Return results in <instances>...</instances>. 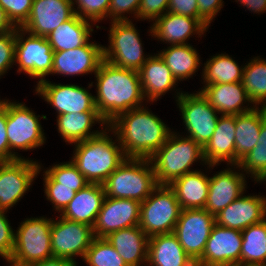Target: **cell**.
Listing matches in <instances>:
<instances>
[{"mask_svg":"<svg viewBox=\"0 0 266 266\" xmlns=\"http://www.w3.org/2000/svg\"><path fill=\"white\" fill-rule=\"evenodd\" d=\"M98 114L108 125L121 113L142 106L144 98L139 71L116 67L103 60L94 74Z\"/></svg>","mask_w":266,"mask_h":266,"instance_id":"1","label":"cell"},{"mask_svg":"<svg viewBox=\"0 0 266 266\" xmlns=\"http://www.w3.org/2000/svg\"><path fill=\"white\" fill-rule=\"evenodd\" d=\"M147 107L121 113L108 124L126 158L150 159L166 142L169 127Z\"/></svg>","mask_w":266,"mask_h":266,"instance_id":"2","label":"cell"},{"mask_svg":"<svg viewBox=\"0 0 266 266\" xmlns=\"http://www.w3.org/2000/svg\"><path fill=\"white\" fill-rule=\"evenodd\" d=\"M106 127L98 135L74 144L71 161L89 183L103 184L126 159L119 141L116 145Z\"/></svg>","mask_w":266,"mask_h":266,"instance_id":"3","label":"cell"},{"mask_svg":"<svg viewBox=\"0 0 266 266\" xmlns=\"http://www.w3.org/2000/svg\"><path fill=\"white\" fill-rule=\"evenodd\" d=\"M172 132L163 146L150 158L158 185H170L175 179L193 172L194 161L205 164L203 148L190 137Z\"/></svg>","mask_w":266,"mask_h":266,"instance_id":"4","label":"cell"},{"mask_svg":"<svg viewBox=\"0 0 266 266\" xmlns=\"http://www.w3.org/2000/svg\"><path fill=\"white\" fill-rule=\"evenodd\" d=\"M158 186L150 159L126 158L103 183L105 196L143 202Z\"/></svg>","mask_w":266,"mask_h":266,"instance_id":"5","label":"cell"},{"mask_svg":"<svg viewBox=\"0 0 266 266\" xmlns=\"http://www.w3.org/2000/svg\"><path fill=\"white\" fill-rule=\"evenodd\" d=\"M182 208L169 185H158L141 203L139 227L150 238L173 233Z\"/></svg>","mask_w":266,"mask_h":266,"instance_id":"6","label":"cell"},{"mask_svg":"<svg viewBox=\"0 0 266 266\" xmlns=\"http://www.w3.org/2000/svg\"><path fill=\"white\" fill-rule=\"evenodd\" d=\"M109 33L110 45L108 48L103 46L104 60L116 67L139 71L150 55H144L134 24L131 21H113Z\"/></svg>","mask_w":266,"mask_h":266,"instance_id":"7","label":"cell"},{"mask_svg":"<svg viewBox=\"0 0 266 266\" xmlns=\"http://www.w3.org/2000/svg\"><path fill=\"white\" fill-rule=\"evenodd\" d=\"M51 226L52 219L26 218L14 235L12 257L27 264L53 258Z\"/></svg>","mask_w":266,"mask_h":266,"instance_id":"8","label":"cell"},{"mask_svg":"<svg viewBox=\"0 0 266 266\" xmlns=\"http://www.w3.org/2000/svg\"><path fill=\"white\" fill-rule=\"evenodd\" d=\"M176 98L188 137L204 148L216 129L219 113L200 91L194 94L177 91Z\"/></svg>","mask_w":266,"mask_h":266,"instance_id":"9","label":"cell"},{"mask_svg":"<svg viewBox=\"0 0 266 266\" xmlns=\"http://www.w3.org/2000/svg\"><path fill=\"white\" fill-rule=\"evenodd\" d=\"M27 34L22 28L16 27L15 63L17 72H25L41 82L52 72L54 51L46 37Z\"/></svg>","mask_w":266,"mask_h":266,"instance_id":"10","label":"cell"},{"mask_svg":"<svg viewBox=\"0 0 266 266\" xmlns=\"http://www.w3.org/2000/svg\"><path fill=\"white\" fill-rule=\"evenodd\" d=\"M25 103H15L7 100V136L11 150H29L42 146L45 136L36 116Z\"/></svg>","mask_w":266,"mask_h":266,"instance_id":"11","label":"cell"},{"mask_svg":"<svg viewBox=\"0 0 266 266\" xmlns=\"http://www.w3.org/2000/svg\"><path fill=\"white\" fill-rule=\"evenodd\" d=\"M215 224V216L204 208L183 209L174 228L173 234L196 263L204 253L206 242Z\"/></svg>","mask_w":266,"mask_h":266,"instance_id":"12","label":"cell"},{"mask_svg":"<svg viewBox=\"0 0 266 266\" xmlns=\"http://www.w3.org/2000/svg\"><path fill=\"white\" fill-rule=\"evenodd\" d=\"M95 236L93 227L61 217L52 220L51 250L53 257L76 263L73 257L84 258Z\"/></svg>","mask_w":266,"mask_h":266,"instance_id":"13","label":"cell"},{"mask_svg":"<svg viewBox=\"0 0 266 266\" xmlns=\"http://www.w3.org/2000/svg\"><path fill=\"white\" fill-rule=\"evenodd\" d=\"M41 166L36 161L17 159L0 162V210L8 211L29 190Z\"/></svg>","mask_w":266,"mask_h":266,"instance_id":"14","label":"cell"},{"mask_svg":"<svg viewBox=\"0 0 266 266\" xmlns=\"http://www.w3.org/2000/svg\"><path fill=\"white\" fill-rule=\"evenodd\" d=\"M57 111L58 115L67 113L98 112L94 96L83 87L73 84H55L46 79L38 82L35 90Z\"/></svg>","mask_w":266,"mask_h":266,"instance_id":"15","label":"cell"},{"mask_svg":"<svg viewBox=\"0 0 266 266\" xmlns=\"http://www.w3.org/2000/svg\"><path fill=\"white\" fill-rule=\"evenodd\" d=\"M242 233L240 230L214 224L202 257L204 266H240Z\"/></svg>","mask_w":266,"mask_h":266,"instance_id":"16","label":"cell"},{"mask_svg":"<svg viewBox=\"0 0 266 266\" xmlns=\"http://www.w3.org/2000/svg\"><path fill=\"white\" fill-rule=\"evenodd\" d=\"M141 202L105 196L93 226L94 236L105 238L120 229L139 225Z\"/></svg>","mask_w":266,"mask_h":266,"instance_id":"17","label":"cell"},{"mask_svg":"<svg viewBox=\"0 0 266 266\" xmlns=\"http://www.w3.org/2000/svg\"><path fill=\"white\" fill-rule=\"evenodd\" d=\"M71 0H33L27 21L20 27L34 36L47 37L74 15Z\"/></svg>","mask_w":266,"mask_h":266,"instance_id":"18","label":"cell"},{"mask_svg":"<svg viewBox=\"0 0 266 266\" xmlns=\"http://www.w3.org/2000/svg\"><path fill=\"white\" fill-rule=\"evenodd\" d=\"M103 60V46L88 41L75 49L54 52L51 74H95Z\"/></svg>","mask_w":266,"mask_h":266,"instance_id":"19","label":"cell"},{"mask_svg":"<svg viewBox=\"0 0 266 266\" xmlns=\"http://www.w3.org/2000/svg\"><path fill=\"white\" fill-rule=\"evenodd\" d=\"M266 219V198L243 194L215 216V223L243 231Z\"/></svg>","mask_w":266,"mask_h":266,"instance_id":"20","label":"cell"},{"mask_svg":"<svg viewBox=\"0 0 266 266\" xmlns=\"http://www.w3.org/2000/svg\"><path fill=\"white\" fill-rule=\"evenodd\" d=\"M245 174L231 168L217 172L210 177L205 210L216 216L229 204L244 194L246 188Z\"/></svg>","mask_w":266,"mask_h":266,"instance_id":"21","label":"cell"},{"mask_svg":"<svg viewBox=\"0 0 266 266\" xmlns=\"http://www.w3.org/2000/svg\"><path fill=\"white\" fill-rule=\"evenodd\" d=\"M151 36L169 45H183L195 33L201 37L207 28L197 19L176 13L166 12L157 18L150 27Z\"/></svg>","mask_w":266,"mask_h":266,"instance_id":"22","label":"cell"},{"mask_svg":"<svg viewBox=\"0 0 266 266\" xmlns=\"http://www.w3.org/2000/svg\"><path fill=\"white\" fill-rule=\"evenodd\" d=\"M235 130L236 115H221L217 121L216 129L203 148L205 165L213 168L218 163L226 161L235 166Z\"/></svg>","mask_w":266,"mask_h":266,"instance_id":"23","label":"cell"},{"mask_svg":"<svg viewBox=\"0 0 266 266\" xmlns=\"http://www.w3.org/2000/svg\"><path fill=\"white\" fill-rule=\"evenodd\" d=\"M203 87L200 92L221 115H238L255 107L242 106L243 102H250L243 82L211 84Z\"/></svg>","mask_w":266,"mask_h":266,"instance_id":"24","label":"cell"},{"mask_svg":"<svg viewBox=\"0 0 266 266\" xmlns=\"http://www.w3.org/2000/svg\"><path fill=\"white\" fill-rule=\"evenodd\" d=\"M104 198L103 184L89 183L76 192L74 198L60 213V217L93 227Z\"/></svg>","mask_w":266,"mask_h":266,"instance_id":"25","label":"cell"},{"mask_svg":"<svg viewBox=\"0 0 266 266\" xmlns=\"http://www.w3.org/2000/svg\"><path fill=\"white\" fill-rule=\"evenodd\" d=\"M105 238L128 266H140L141 262V264L147 263L149 237L141 227L120 229Z\"/></svg>","mask_w":266,"mask_h":266,"instance_id":"26","label":"cell"},{"mask_svg":"<svg viewBox=\"0 0 266 266\" xmlns=\"http://www.w3.org/2000/svg\"><path fill=\"white\" fill-rule=\"evenodd\" d=\"M141 88L144 98L157 101L164 93L172 90L177 82L171 70L167 67L159 54L149 56L139 70Z\"/></svg>","mask_w":266,"mask_h":266,"instance_id":"27","label":"cell"},{"mask_svg":"<svg viewBox=\"0 0 266 266\" xmlns=\"http://www.w3.org/2000/svg\"><path fill=\"white\" fill-rule=\"evenodd\" d=\"M147 265L149 266H194L195 262L186 253L173 234L155 235L149 238Z\"/></svg>","mask_w":266,"mask_h":266,"instance_id":"28","label":"cell"},{"mask_svg":"<svg viewBox=\"0 0 266 266\" xmlns=\"http://www.w3.org/2000/svg\"><path fill=\"white\" fill-rule=\"evenodd\" d=\"M265 120L266 107L263 106L236 115L235 166L257 145L261 125Z\"/></svg>","mask_w":266,"mask_h":266,"instance_id":"29","label":"cell"},{"mask_svg":"<svg viewBox=\"0 0 266 266\" xmlns=\"http://www.w3.org/2000/svg\"><path fill=\"white\" fill-rule=\"evenodd\" d=\"M210 177L195 170L175 179L169 186L183 209L205 208Z\"/></svg>","mask_w":266,"mask_h":266,"instance_id":"30","label":"cell"},{"mask_svg":"<svg viewBox=\"0 0 266 266\" xmlns=\"http://www.w3.org/2000/svg\"><path fill=\"white\" fill-rule=\"evenodd\" d=\"M89 20L82 19L75 14L70 20L59 25L47 37L54 52L75 49L89 41L94 29Z\"/></svg>","mask_w":266,"mask_h":266,"instance_id":"31","label":"cell"},{"mask_svg":"<svg viewBox=\"0 0 266 266\" xmlns=\"http://www.w3.org/2000/svg\"><path fill=\"white\" fill-rule=\"evenodd\" d=\"M58 131L67 143L75 144L98 135L100 132H91L94 124L108 126L98 112L67 113L57 115ZM96 122V123H95Z\"/></svg>","mask_w":266,"mask_h":266,"instance_id":"32","label":"cell"},{"mask_svg":"<svg viewBox=\"0 0 266 266\" xmlns=\"http://www.w3.org/2000/svg\"><path fill=\"white\" fill-rule=\"evenodd\" d=\"M158 54L171 70L177 83L178 80L183 81L189 77L191 78L200 67L198 53L190 44L170 45Z\"/></svg>","mask_w":266,"mask_h":266,"instance_id":"33","label":"cell"},{"mask_svg":"<svg viewBox=\"0 0 266 266\" xmlns=\"http://www.w3.org/2000/svg\"><path fill=\"white\" fill-rule=\"evenodd\" d=\"M241 233L240 266H266V219Z\"/></svg>","mask_w":266,"mask_h":266,"instance_id":"34","label":"cell"},{"mask_svg":"<svg viewBox=\"0 0 266 266\" xmlns=\"http://www.w3.org/2000/svg\"><path fill=\"white\" fill-rule=\"evenodd\" d=\"M244 67L228 54H218L210 58L205 64L202 71V79L205 86L211 84L242 82Z\"/></svg>","mask_w":266,"mask_h":266,"instance_id":"35","label":"cell"},{"mask_svg":"<svg viewBox=\"0 0 266 266\" xmlns=\"http://www.w3.org/2000/svg\"><path fill=\"white\" fill-rule=\"evenodd\" d=\"M244 66L242 82L250 103L266 107V60L255 57Z\"/></svg>","mask_w":266,"mask_h":266,"instance_id":"36","label":"cell"},{"mask_svg":"<svg viewBox=\"0 0 266 266\" xmlns=\"http://www.w3.org/2000/svg\"><path fill=\"white\" fill-rule=\"evenodd\" d=\"M50 167L44 170V186L75 187V192H77L89 184L72 161Z\"/></svg>","mask_w":266,"mask_h":266,"instance_id":"37","label":"cell"},{"mask_svg":"<svg viewBox=\"0 0 266 266\" xmlns=\"http://www.w3.org/2000/svg\"><path fill=\"white\" fill-rule=\"evenodd\" d=\"M256 182L266 179V120L262 123L257 145L236 165Z\"/></svg>","mask_w":266,"mask_h":266,"instance_id":"38","label":"cell"},{"mask_svg":"<svg viewBox=\"0 0 266 266\" xmlns=\"http://www.w3.org/2000/svg\"><path fill=\"white\" fill-rule=\"evenodd\" d=\"M83 260L89 266H128L106 238L95 237Z\"/></svg>","mask_w":266,"mask_h":266,"instance_id":"39","label":"cell"},{"mask_svg":"<svg viewBox=\"0 0 266 266\" xmlns=\"http://www.w3.org/2000/svg\"><path fill=\"white\" fill-rule=\"evenodd\" d=\"M76 3L77 9H74L75 14H77L82 19L91 20L90 22L96 23L100 20L108 18V8L110 0H71ZM74 1V2H73Z\"/></svg>","mask_w":266,"mask_h":266,"instance_id":"40","label":"cell"},{"mask_svg":"<svg viewBox=\"0 0 266 266\" xmlns=\"http://www.w3.org/2000/svg\"><path fill=\"white\" fill-rule=\"evenodd\" d=\"M32 4L33 0H0V6L17 28H20L27 21Z\"/></svg>","mask_w":266,"mask_h":266,"instance_id":"41","label":"cell"},{"mask_svg":"<svg viewBox=\"0 0 266 266\" xmlns=\"http://www.w3.org/2000/svg\"><path fill=\"white\" fill-rule=\"evenodd\" d=\"M16 28L0 35V76L15 63Z\"/></svg>","mask_w":266,"mask_h":266,"instance_id":"42","label":"cell"},{"mask_svg":"<svg viewBox=\"0 0 266 266\" xmlns=\"http://www.w3.org/2000/svg\"><path fill=\"white\" fill-rule=\"evenodd\" d=\"M45 195L54 209L60 213L66 208L69 202L74 198L75 187L66 186H44Z\"/></svg>","mask_w":266,"mask_h":266,"instance_id":"43","label":"cell"},{"mask_svg":"<svg viewBox=\"0 0 266 266\" xmlns=\"http://www.w3.org/2000/svg\"><path fill=\"white\" fill-rule=\"evenodd\" d=\"M141 0H110L108 18L113 21H130L124 13H133L137 18ZM130 11V12H129Z\"/></svg>","mask_w":266,"mask_h":266,"instance_id":"44","label":"cell"},{"mask_svg":"<svg viewBox=\"0 0 266 266\" xmlns=\"http://www.w3.org/2000/svg\"><path fill=\"white\" fill-rule=\"evenodd\" d=\"M7 100L3 102L0 108V162H9L22 159L16 152L10 151L7 136Z\"/></svg>","mask_w":266,"mask_h":266,"instance_id":"45","label":"cell"},{"mask_svg":"<svg viewBox=\"0 0 266 266\" xmlns=\"http://www.w3.org/2000/svg\"><path fill=\"white\" fill-rule=\"evenodd\" d=\"M5 212L0 210V256L3 258L12 256L15 235Z\"/></svg>","mask_w":266,"mask_h":266,"instance_id":"46","label":"cell"},{"mask_svg":"<svg viewBox=\"0 0 266 266\" xmlns=\"http://www.w3.org/2000/svg\"><path fill=\"white\" fill-rule=\"evenodd\" d=\"M169 0H141L137 19L155 21L167 12Z\"/></svg>","mask_w":266,"mask_h":266,"instance_id":"47","label":"cell"},{"mask_svg":"<svg viewBox=\"0 0 266 266\" xmlns=\"http://www.w3.org/2000/svg\"><path fill=\"white\" fill-rule=\"evenodd\" d=\"M223 0H197L199 21L208 29L215 15L223 7Z\"/></svg>","mask_w":266,"mask_h":266,"instance_id":"48","label":"cell"},{"mask_svg":"<svg viewBox=\"0 0 266 266\" xmlns=\"http://www.w3.org/2000/svg\"><path fill=\"white\" fill-rule=\"evenodd\" d=\"M167 11L199 20L197 0H169Z\"/></svg>","mask_w":266,"mask_h":266,"instance_id":"49","label":"cell"},{"mask_svg":"<svg viewBox=\"0 0 266 266\" xmlns=\"http://www.w3.org/2000/svg\"><path fill=\"white\" fill-rule=\"evenodd\" d=\"M239 1L241 5H244L248 10L254 13H264L266 12V0H236Z\"/></svg>","mask_w":266,"mask_h":266,"instance_id":"50","label":"cell"},{"mask_svg":"<svg viewBox=\"0 0 266 266\" xmlns=\"http://www.w3.org/2000/svg\"><path fill=\"white\" fill-rule=\"evenodd\" d=\"M76 264L77 263L71 262L63 258L53 257L47 260H43V261L30 264V266H77Z\"/></svg>","mask_w":266,"mask_h":266,"instance_id":"51","label":"cell"},{"mask_svg":"<svg viewBox=\"0 0 266 266\" xmlns=\"http://www.w3.org/2000/svg\"><path fill=\"white\" fill-rule=\"evenodd\" d=\"M16 27L8 19L4 9L0 6V35L13 31Z\"/></svg>","mask_w":266,"mask_h":266,"instance_id":"52","label":"cell"},{"mask_svg":"<svg viewBox=\"0 0 266 266\" xmlns=\"http://www.w3.org/2000/svg\"><path fill=\"white\" fill-rule=\"evenodd\" d=\"M4 259L6 260V262L10 263V266H30V264H27V263L21 262L19 260H16L12 256L4 257Z\"/></svg>","mask_w":266,"mask_h":266,"instance_id":"53","label":"cell"},{"mask_svg":"<svg viewBox=\"0 0 266 266\" xmlns=\"http://www.w3.org/2000/svg\"><path fill=\"white\" fill-rule=\"evenodd\" d=\"M3 102H4V100L1 101V99H0V108H1L2 105H3Z\"/></svg>","mask_w":266,"mask_h":266,"instance_id":"54","label":"cell"},{"mask_svg":"<svg viewBox=\"0 0 266 266\" xmlns=\"http://www.w3.org/2000/svg\"><path fill=\"white\" fill-rule=\"evenodd\" d=\"M194 266H204V265H201V264L195 263Z\"/></svg>","mask_w":266,"mask_h":266,"instance_id":"55","label":"cell"}]
</instances>
